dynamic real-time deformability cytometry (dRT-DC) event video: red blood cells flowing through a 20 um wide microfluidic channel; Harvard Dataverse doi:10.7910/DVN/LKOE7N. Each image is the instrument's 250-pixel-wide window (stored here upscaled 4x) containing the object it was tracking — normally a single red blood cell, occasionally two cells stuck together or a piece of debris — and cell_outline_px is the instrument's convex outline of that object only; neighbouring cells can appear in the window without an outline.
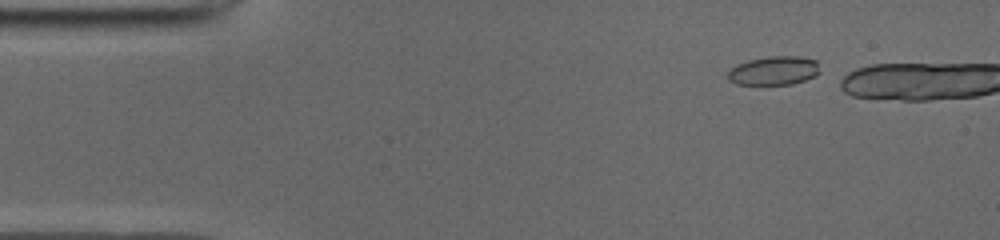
{"species": "common noctule bat (a hibernating species)", "species_latin": "Nyctalus noctula", "temperature_condition": "cold", "stored_images_in_passage": 5, "camera_frame_rate_fps": 3000, "um_per_image_px": 0.085, "animal": {"sex": "male", "body_mass_g": 19.0, "forearm_length_mm": 50.8}, "frame": {"image": 1, "passage_image": 2, "time_ms": 0.333, "image_size_px": [1000, 240], "cell_outline_px": [[820, 72], [816, 76], [792, 84], [736, 84], [728, 80], [728, 72], [736, 64], [748, 60], [768, 56], [800, 56], [816, 60]], "centroid_in_image_um": [65.79, 5.99], "position_along_channel_um": 19.2, "area_um2": 15.49}}